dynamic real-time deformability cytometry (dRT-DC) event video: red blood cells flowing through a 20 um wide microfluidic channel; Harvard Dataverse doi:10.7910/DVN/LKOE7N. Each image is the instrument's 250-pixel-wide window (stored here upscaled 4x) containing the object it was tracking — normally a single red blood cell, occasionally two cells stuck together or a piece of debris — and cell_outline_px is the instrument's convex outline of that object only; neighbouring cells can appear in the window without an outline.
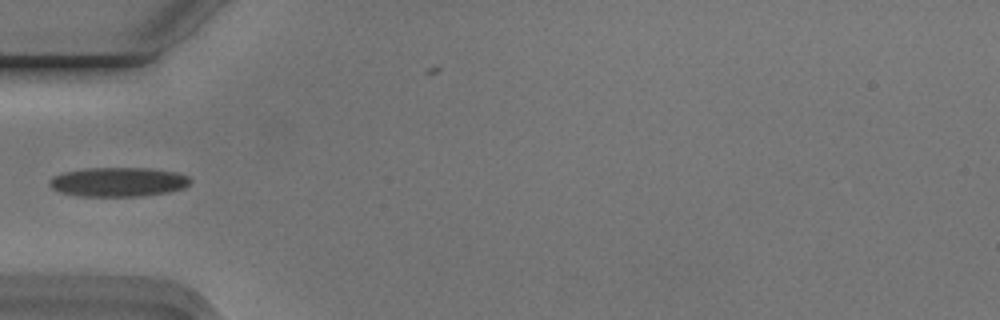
{"species": "Egyptian fruit bat (a non-hibernating species)", "species_latin": "Rousettus aegyptiacus", "temperature_condition": "cold", "stored_images_in_passage": 6, "camera_frame_rate_fps": 3000, "um_per_image_px": 0.085, "animal": {"sex": "male"}, "frame": {"image": 1, "passage_image": 6, "time_ms": 1.667, "image_size_px": [1000, 320], "cell_outline_px": [[192, 180], [184, 188], [168, 192], [140, 196], [76, 196], [60, 192], [52, 188], [48, 184], [48, 180], [52, 176], [64, 172], [84, 168], [152, 168], [176, 172], [188, 176]], "centroid_in_image_um": [10.03, 15.46], "position_along_channel_um": 75.0, "area_um2": 24.22}}